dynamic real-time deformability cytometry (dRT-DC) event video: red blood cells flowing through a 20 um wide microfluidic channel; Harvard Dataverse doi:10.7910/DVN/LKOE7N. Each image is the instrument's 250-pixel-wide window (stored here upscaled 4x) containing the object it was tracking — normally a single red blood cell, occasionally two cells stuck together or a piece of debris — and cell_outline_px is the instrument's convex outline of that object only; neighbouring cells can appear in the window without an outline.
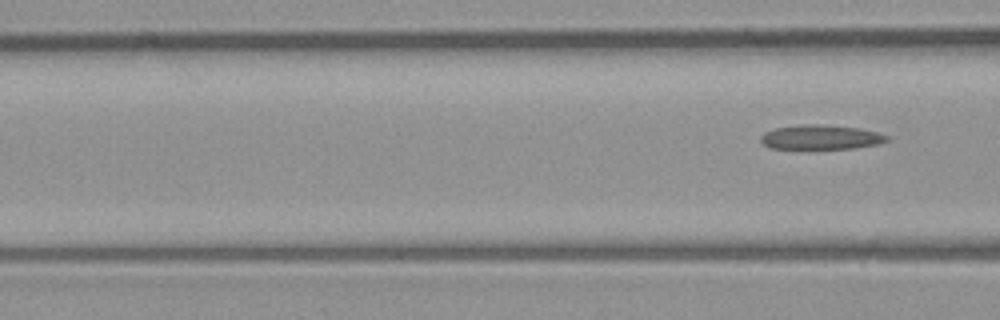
{"species": "common noctule bat (a hibernating species)", "species_latin": "Nyctalus noctula", "temperature_condition": "room temperature", "stored_images_in_passage": 7, "segment_of_instrument_passage": [2, 2], "camera_frame_rate_fps": 3000, "um_per_image_px": 0.085, "animal": {"sex": "male", "body_mass_g": 23.1, "forearm_length_mm": 52.7}, "frame": {"image": 1, "passage_image": 7, "time_ms": 7.667, "image_size_px": [1000, 320], "cell_outline_px": [[888, 140], [876, 144], [856, 148], [768, 148], [760, 144], [760, 136], [764, 132], [776, 128], [804, 124], [824, 124], [860, 128], [876, 132], [888, 136]], "centroid_in_image_um": [69.71, 11.65], "position_along_channel_um": 96.9, "area_um2": 17.98}}